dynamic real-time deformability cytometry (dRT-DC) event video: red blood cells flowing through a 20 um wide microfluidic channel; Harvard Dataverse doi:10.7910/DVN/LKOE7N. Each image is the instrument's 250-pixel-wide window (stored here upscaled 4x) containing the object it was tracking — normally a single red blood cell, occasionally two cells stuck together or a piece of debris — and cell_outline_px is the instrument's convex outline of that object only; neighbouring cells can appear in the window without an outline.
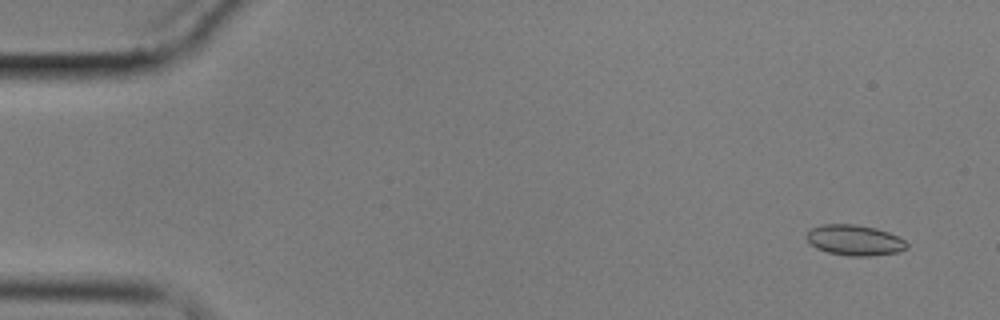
{"species": "common noctule bat (a hibernating species)", "species_latin": "Nyctalus noctula", "temperature_condition": "cold", "stored_images_in_passage": 3, "camera_frame_rate_fps": 3000, "um_per_image_px": 0.085, "animal": {"sex": "male", "body_mass_g": 17.9}, "frame": {"image": 1, "passage_image": 2, "time_ms": 1.0, "image_size_px": [1000, 320], "cell_outline_px": [[908, 248], [896, 252], [868, 256], [848, 256], [828, 252], [816, 248], [804, 236], [812, 228], [820, 224], [856, 224], [876, 228], [888, 232], [904, 240], [908, 244]], "centroid_in_image_um": [72.62, 20.41], "position_along_channel_um": 12.4, "area_um2": 17.8}}